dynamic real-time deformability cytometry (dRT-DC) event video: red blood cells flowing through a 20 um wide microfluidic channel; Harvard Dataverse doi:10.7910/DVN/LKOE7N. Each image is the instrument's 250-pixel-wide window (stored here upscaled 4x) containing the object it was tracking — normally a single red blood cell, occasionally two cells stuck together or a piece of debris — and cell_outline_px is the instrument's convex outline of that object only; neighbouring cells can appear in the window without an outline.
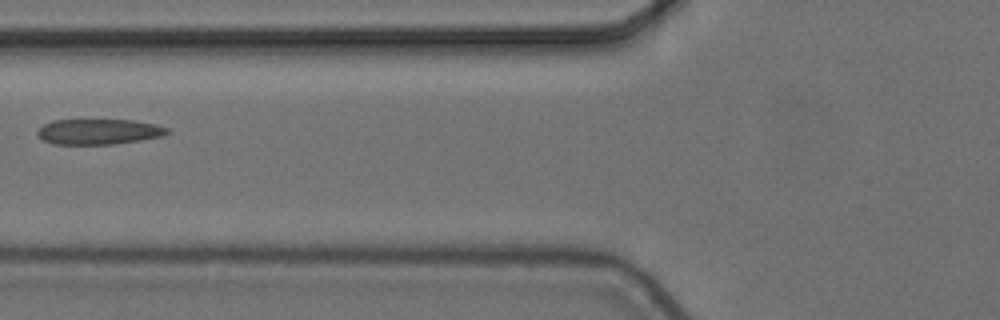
{"species": "common noctule bat (a hibernating species)", "species_latin": "Nyctalus noctula", "temperature_condition": "cold", "stored_images_in_passage": 5, "camera_frame_rate_fps": 3000, "um_per_image_px": 0.085, "animal": {"sex": "female", "body_mass_g": 24.6, "forearm_length_mm": 56.2}, "frame": {"image": 1, "passage_image": 5, "time_ms": 1.333, "image_size_px": [1000, 320], "cell_outline_px": [[168, 132], [160, 136], [140, 140], [112, 144], [52, 144], [44, 140], [36, 132], [44, 124], [52, 120], [132, 120], [152, 124], [168, 128]], "centroid_in_image_um": [8.34, 11.19], "position_along_channel_um": 117.5, "area_um2": 18.9}}